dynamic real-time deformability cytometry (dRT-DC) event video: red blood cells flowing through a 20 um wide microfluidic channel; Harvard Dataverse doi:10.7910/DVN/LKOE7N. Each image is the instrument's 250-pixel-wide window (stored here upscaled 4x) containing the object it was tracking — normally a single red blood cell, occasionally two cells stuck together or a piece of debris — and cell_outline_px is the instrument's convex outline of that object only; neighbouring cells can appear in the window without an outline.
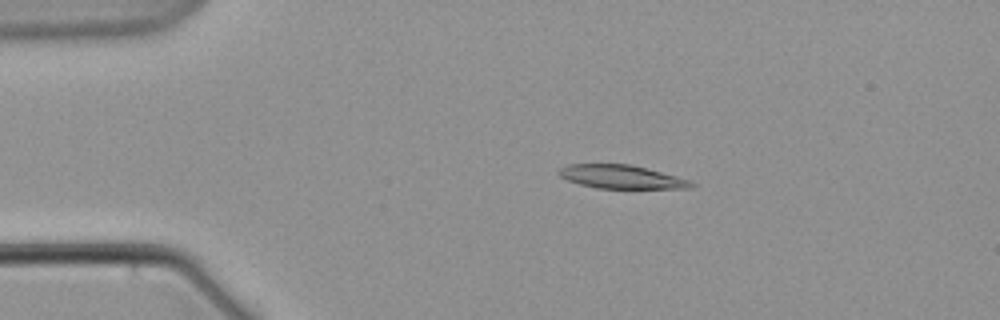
{"species": "common noctule bat (a hibernating species)", "species_latin": "Nyctalus noctula", "temperature_condition": "warm", "stored_images_in_passage": 6, "camera_frame_rate_fps": 3000, "um_per_image_px": 0.085, "animal": {"sex": "male", "body_mass_g": 21.5, "forearm_length_mm": 52.0}, "frame": {"image": 1, "passage_image": 3, "time_ms": 3.667, "image_size_px": [1000, 320], "cell_outline_px": [[696, 184], [688, 188], [596, 188], [580, 184], [568, 180], [560, 176], [556, 172], [560, 168], [568, 164], [628, 164], [676, 176], [688, 180]], "centroid_in_image_um": [52.75, 15.03], "position_along_channel_um": 32.2, "area_um2": 17.8}}
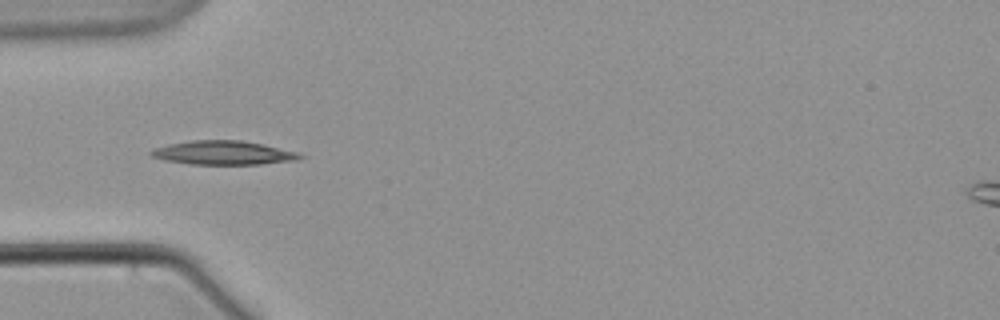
{"frame": {"image": 2, "passage_image": 5, "time_ms": 6.333, "image_size_px": [1000, 320], "cell_outline_px": [[304, 156], [296, 160], [260, 164], [192, 164], [164, 160], [152, 156], [148, 152], [156, 148], [168, 144], [192, 140], [240, 140], [260, 144], [296, 152]], "centroid_in_image_um": [18.94, 12.99], "position_along_channel_um": 66.1, "area_um2": 20.35}}
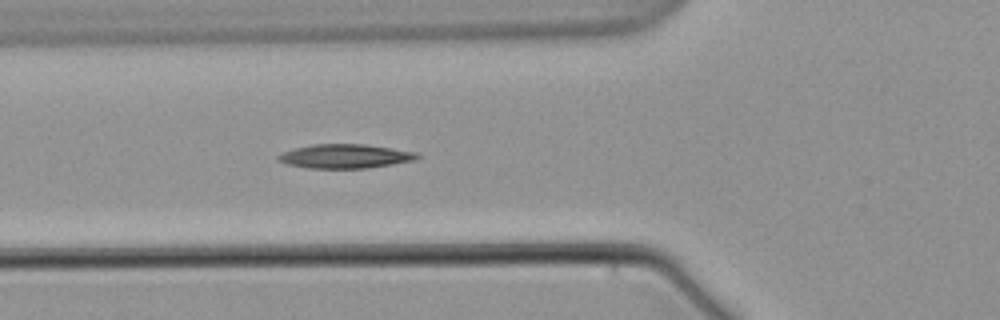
{"frame": {"image": 3, "passage_image": 6, "time_ms": 7.333, "image_size_px": [1000, 320], "cell_outline_px": [[420, 156], [412, 160], [392, 164], [368, 168], [308, 168], [288, 164], [276, 160], [276, 156], [284, 152], [296, 148], [312, 144], [364, 144], [392, 148], [416, 152]], "centroid_in_image_um": [29.3, 13.28], "position_along_channel_um": 96.5, "area_um2": 19.31}}